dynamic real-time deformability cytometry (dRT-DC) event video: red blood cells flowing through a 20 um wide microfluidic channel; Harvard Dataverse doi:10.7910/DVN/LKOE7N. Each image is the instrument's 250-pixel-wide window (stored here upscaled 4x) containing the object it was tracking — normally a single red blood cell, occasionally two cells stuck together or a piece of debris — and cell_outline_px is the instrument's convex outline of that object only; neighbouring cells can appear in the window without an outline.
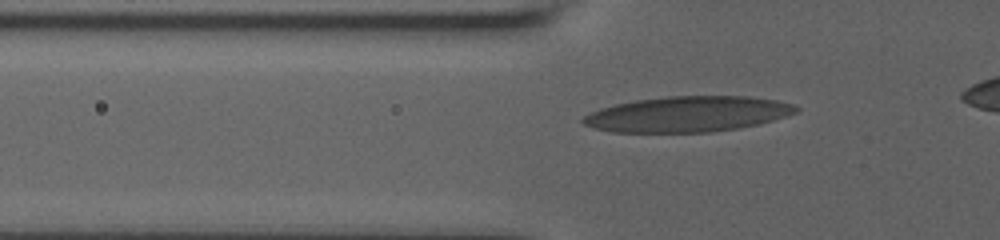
{"species": "human", "species_latin": "Homo sapiens", "temperature_condition": "room temperature", "stored_images_in_passage": 40, "camera_frame_rate_fps": 3000, "um_per_image_px": 0.085, "donor": {"sex": "male"}, "frame": {"image": 1, "passage_image": 7, "time_ms": 2.0, "image_size_px": [1000, 240], "cell_outline_px": [[800, 108], [796, 112], [772, 120], [740, 128], [712, 132], [612, 132], [596, 128], [584, 124], [580, 120], [584, 116], [600, 108], [616, 104], [636, 100], [668, 96], [748, 96], [776, 100], [796, 104]], "centroid_in_image_um": [58.47, 9.69], "position_along_channel_um": 67.3, "area_um2": 43.99}}
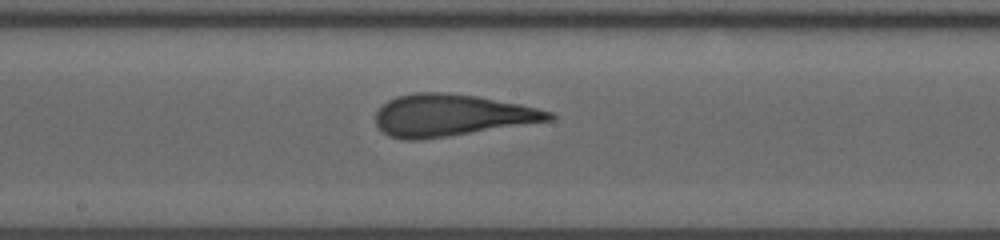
{"frame": {"image": 2, "passage_image": 19, "time_ms": 6.0, "image_size_px": [1000, 240], "cell_outline_px": [[556, 116], [552, 120], [420, 140], [400, 140], [388, 136], [376, 124], [376, 112], [388, 100], [396, 96], [412, 92], [448, 92], [476, 96], [520, 104], [556, 112]], "centroid_in_image_um": [38.36, 9.79], "position_along_channel_um": 209.8, "area_um2": 42.31}}
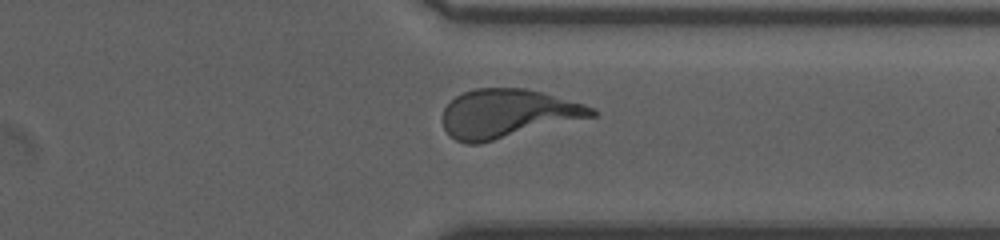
{"frame": {"image": 3, "passage_image": 32, "time_ms": 10.333, "image_size_px": [1000, 240], "cell_outline_px": [[600, 112], [596, 116], [476, 144], [464, 144], [448, 136], [444, 128], [444, 108], [456, 96], [464, 92], [476, 88], [524, 88], [540, 92], [584, 104]], "centroid_in_image_um": [43.13, 9.66], "position_along_channel_um": 368.3, "area_um2": 41.85}}